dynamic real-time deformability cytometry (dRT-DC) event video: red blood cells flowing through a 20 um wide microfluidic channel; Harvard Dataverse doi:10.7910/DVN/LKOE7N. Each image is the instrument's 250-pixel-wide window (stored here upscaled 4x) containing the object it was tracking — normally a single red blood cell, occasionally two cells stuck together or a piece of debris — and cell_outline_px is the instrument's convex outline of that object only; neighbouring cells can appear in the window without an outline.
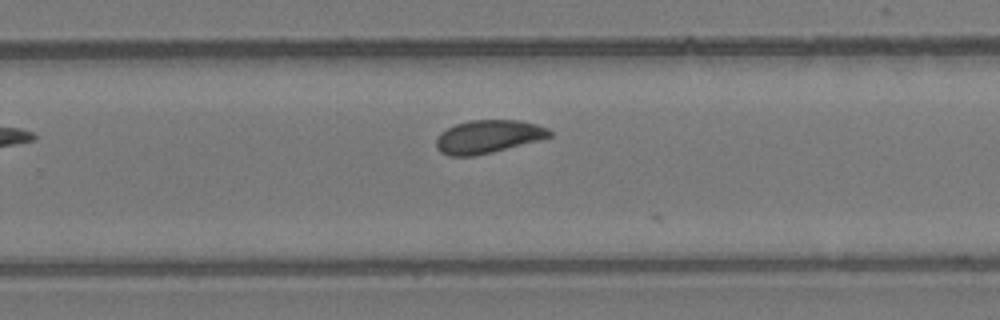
{"species": "common noctule bat (a hibernating species)", "species_latin": "Nyctalus noctula", "temperature_condition": "room temperature", "stored_images_in_passage": 8, "segment_of_instrument_passage": [1, 2], "camera_frame_rate_fps": 3000, "um_per_image_px": 0.085, "animal": {"sex": "female", "body_mass_g": 24.6, "forearm_length_mm": 56.2}, "frame": {"image": 1, "passage_image": 7, "time_ms": 2.0, "image_size_px": [1000, 320], "cell_outline_px": [[552, 136], [540, 140], [492, 152], [472, 156], [448, 156], [440, 152], [436, 148], [436, 140], [440, 132], [456, 124], [468, 120], [520, 120], [536, 124], [548, 128], [552, 132]], "centroid_in_image_um": [41.48, 11.61], "position_along_channel_um": 288.3, "area_um2": 21.96}}